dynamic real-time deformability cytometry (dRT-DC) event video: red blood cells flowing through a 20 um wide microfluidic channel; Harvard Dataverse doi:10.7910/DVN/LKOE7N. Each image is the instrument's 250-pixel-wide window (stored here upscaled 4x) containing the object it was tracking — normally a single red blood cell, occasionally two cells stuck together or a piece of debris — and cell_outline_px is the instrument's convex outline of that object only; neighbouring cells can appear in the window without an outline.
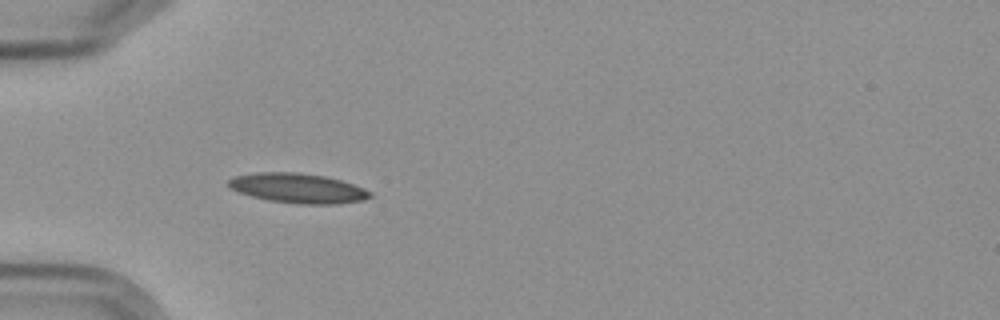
{"species": "Egyptian fruit bat (a non-hibernating species)", "species_latin": "Rousettus aegyptiacus", "temperature_condition": "cold", "stored_images_in_passage": 5, "camera_frame_rate_fps": 3000, "um_per_image_px": 0.085, "frame": {"image": 1, "passage_image": 4, "time_ms": 4.667, "image_size_px": [1000, 320], "cell_outline_px": [[372, 196], [364, 200], [336, 204], [296, 204], [268, 200], [252, 196], [228, 188], [228, 180], [236, 176], [260, 172], [296, 172], [324, 176], [340, 180], [364, 188], [372, 192]], "centroid_in_image_um": [25.33, 16.0], "position_along_channel_um": 59.7, "area_um2": 24.45}}